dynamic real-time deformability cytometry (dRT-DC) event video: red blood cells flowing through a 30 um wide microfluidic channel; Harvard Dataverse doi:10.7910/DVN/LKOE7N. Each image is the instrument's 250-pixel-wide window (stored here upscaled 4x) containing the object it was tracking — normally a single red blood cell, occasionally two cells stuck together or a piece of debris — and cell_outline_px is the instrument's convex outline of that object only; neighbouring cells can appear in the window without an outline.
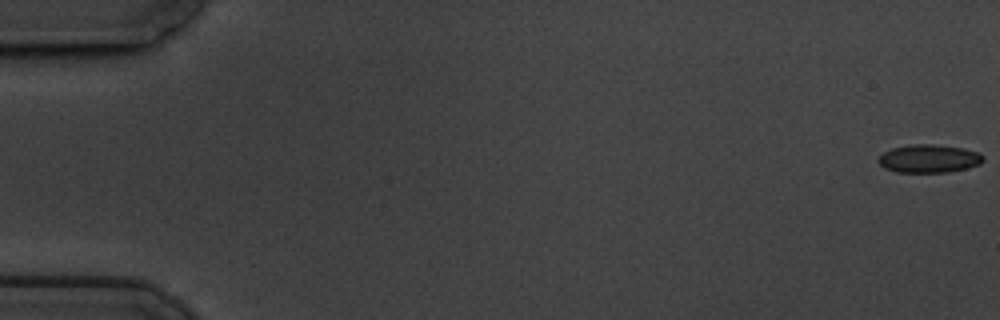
{"species": "common noctule bat (a hibernating species)", "species_latin": "Nyctalus noctula", "temperature_condition": "cold", "stored_images_in_passage": 61, "camera_frame_rate_fps": 3000, "um_per_image_px": 0.085, "animal": {"sex": "male", "body_mass_g": 19.5, "forearm_length_mm": 54.6}, "frame": {"image": 1, "passage_image": 1, "time_ms": 0.0, "image_size_px": [1000, 320], "cell_outline_px": [[984, 160], [980, 164], [968, 168], [948, 172], [896, 172], [884, 168], [876, 160], [884, 152], [892, 148], [912, 144], [932, 144], [964, 148], [980, 152], [984, 156]], "centroid_in_image_um": [78.98, 13.48], "position_along_channel_um": 6.0, "area_um2": 17.34}}
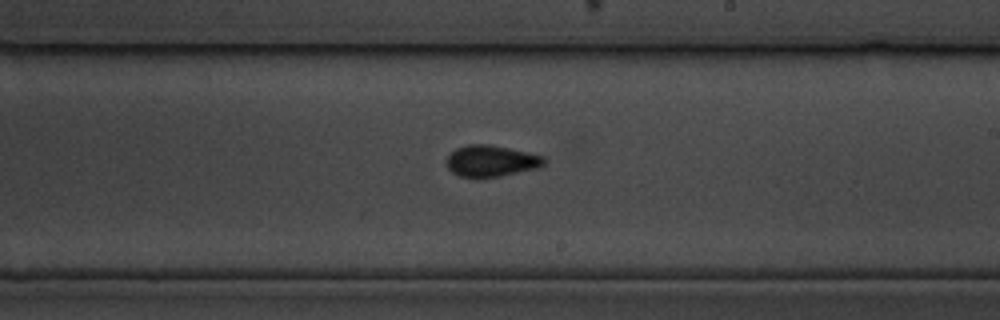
{"frame": {"image": 2, "passage_image": 36, "time_ms": 11.667, "image_size_px": [1000, 320], "cell_outline_px": [[548, 160], [544, 164], [536, 168], [500, 176], [460, 176], [452, 172], [448, 168], [448, 156], [456, 148], [468, 144], [488, 144], [528, 152], [544, 156]], "centroid_in_image_um": [41.78, 13.66], "position_along_channel_um": 247.2, "area_um2": 17.46}}
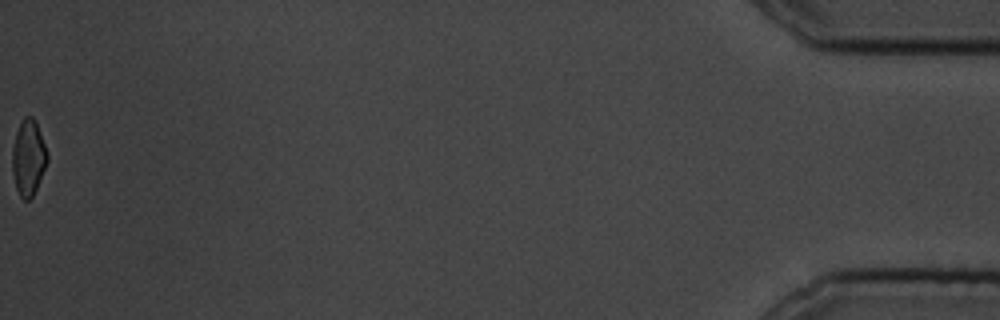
{"frame": {"image": 3, "passage_image": 61, "time_ms": 20.0, "image_size_px": [1000, 320], "cell_outline_px": [[48, 160], [36, 188], [32, 196], [28, 200], [24, 200], [20, 196], [16, 188], [12, 172], [12, 148], [16, 132], [24, 116], [32, 116], [36, 120], [48, 152]], "centroid_in_image_um": [2.41, 13.37], "position_along_channel_um": 432.8, "area_um2": 15.49}, "authors_computed_cell_mechanics": {"area_um2": 16.8198, "velocity_mm_per_s": 3.3816, "shape_relaxation_time_tau1_ms": 2.9231, "shape_relaxation_time_tau2_ms": 1.7992, "deformation_change_tau1": 0.1039, "deformation_change_tau2": 0.0803}}